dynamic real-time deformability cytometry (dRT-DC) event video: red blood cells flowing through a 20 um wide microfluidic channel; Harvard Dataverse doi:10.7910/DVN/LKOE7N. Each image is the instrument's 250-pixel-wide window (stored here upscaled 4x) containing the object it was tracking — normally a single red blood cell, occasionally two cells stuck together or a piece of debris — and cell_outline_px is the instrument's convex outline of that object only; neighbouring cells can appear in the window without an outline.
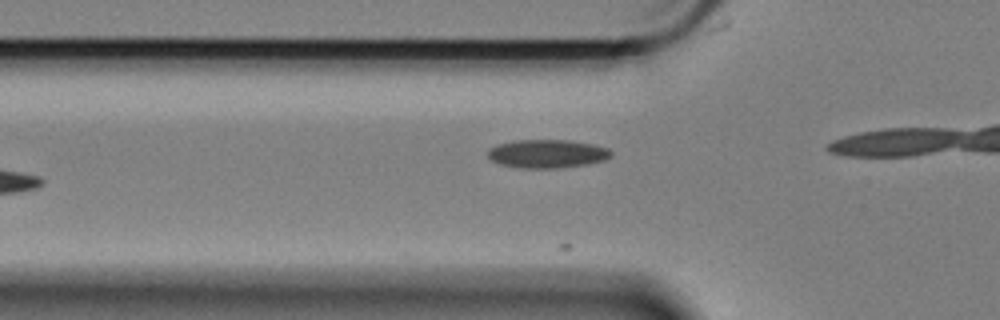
{"species": "Egyptian fruit bat (a non-hibernating species)", "species_latin": "Rousettus aegyptiacus", "temperature_condition": "cold", "stored_images_in_passage": 27, "camera_frame_rate_fps": 3000, "um_per_image_px": 0.085, "animal": {"sex": "female"}, "frame": {"image": 1, "passage_image": 3, "time_ms": 0.667, "image_size_px": [1000, 320], "cell_outline_px": [[612, 156], [604, 160], [588, 164], [556, 168], [520, 168], [500, 164], [492, 160], [488, 156], [488, 148], [496, 144], [512, 140], [568, 140], [592, 144], [608, 148], [612, 152]], "centroid_in_image_um": [46.49, 13.06], "position_along_channel_um": 79.3, "area_um2": 20.52}}